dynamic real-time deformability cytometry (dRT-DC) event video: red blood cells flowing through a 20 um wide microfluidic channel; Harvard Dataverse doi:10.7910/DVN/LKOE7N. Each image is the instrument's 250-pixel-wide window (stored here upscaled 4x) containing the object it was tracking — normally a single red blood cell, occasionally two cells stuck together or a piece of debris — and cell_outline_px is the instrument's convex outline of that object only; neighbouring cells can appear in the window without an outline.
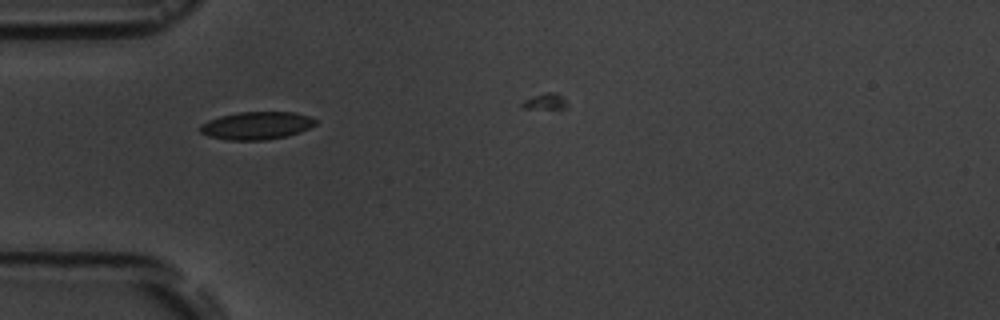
{"species": "common noctule bat (a hibernating species)", "species_latin": "Nyctalus noctula", "temperature_condition": "room temperature", "stored_images_in_passage": 10, "camera_frame_rate_fps": 3000, "um_per_image_px": 0.085, "animal": {"sex": "male", "body_mass_g": 19.5, "forearm_length_mm": 54.6}, "frame": {"image": 1, "passage_image": 6, "time_ms": 6.0, "image_size_px": [1000, 320], "cell_outline_px": [[316, 124], [300, 132], [288, 136], [264, 140], [228, 140], [208, 136], [200, 132], [200, 124], [208, 120], [220, 116], [240, 112], [296, 112], [308, 116], [316, 120]], "centroid_in_image_um": [21.8, 10.67], "position_along_channel_um": 63.2, "area_um2": 18.67}}